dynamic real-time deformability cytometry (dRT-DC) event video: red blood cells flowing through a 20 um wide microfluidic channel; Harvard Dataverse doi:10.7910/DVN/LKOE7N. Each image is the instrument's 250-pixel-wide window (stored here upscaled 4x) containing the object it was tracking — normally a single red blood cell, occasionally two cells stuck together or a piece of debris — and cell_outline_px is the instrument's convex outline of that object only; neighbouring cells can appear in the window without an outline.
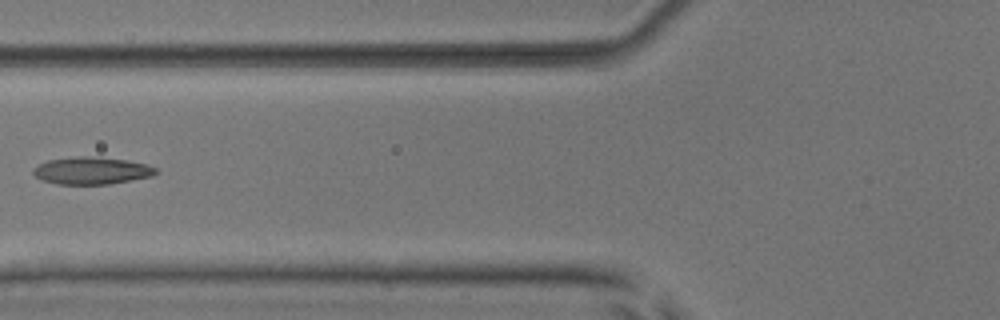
{"species": "common noctule bat (a hibernating species)", "species_latin": "Nyctalus noctula", "temperature_condition": "room temperature", "stored_images_in_passage": 6, "camera_frame_rate_fps": 3000, "um_per_image_px": 0.085, "animal": {"sex": "male", "body_mass_g": 17.9, "forearm_length_mm": 54.2}, "frame": {"image": 1, "passage_image": 6, "time_ms": 6.333, "image_size_px": [1000, 320], "cell_outline_px": [[156, 172], [152, 176], [108, 184], [56, 184], [40, 180], [32, 172], [32, 168], [48, 160], [72, 156], [88, 156], [128, 160], [148, 164], [156, 168]], "centroid_in_image_um": [7.75, 14.5], "position_along_channel_um": 118.0, "area_um2": 19.54}}